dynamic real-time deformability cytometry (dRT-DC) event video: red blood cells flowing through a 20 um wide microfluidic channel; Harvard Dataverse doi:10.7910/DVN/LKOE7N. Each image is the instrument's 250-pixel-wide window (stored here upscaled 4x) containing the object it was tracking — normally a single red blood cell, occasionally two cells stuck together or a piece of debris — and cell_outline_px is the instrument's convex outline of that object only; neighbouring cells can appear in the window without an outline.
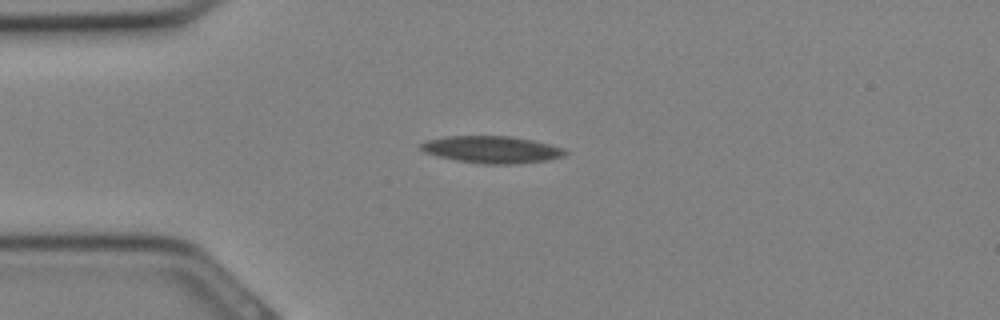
{"species": "Egyptian fruit bat (a non-hibernating species)", "species_latin": "Rousettus aegyptiacus", "temperature_condition": "cold", "stored_images_in_passage": 25, "camera_frame_rate_fps": 3000, "um_per_image_px": 0.085, "animal": {"sex": "female"}, "frame": {"image": 1, "passage_image": 1, "time_ms": 0.0, "image_size_px": [1000, 320], "cell_outline_px": [[568, 152], [564, 156], [548, 160], [516, 164], [480, 164], [456, 160], [424, 152], [420, 148], [420, 144], [428, 140], [444, 136], [512, 136], [532, 140], [564, 148]], "centroid_in_image_um": [41.82, 12.71], "position_along_channel_um": 43.2, "area_um2": 22.77}}
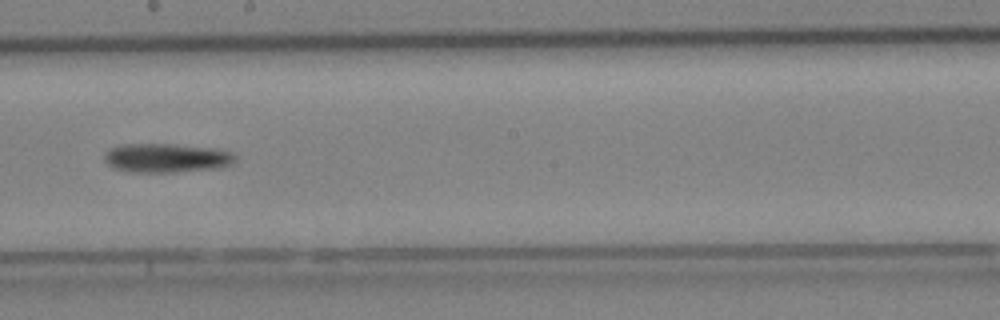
{"frame": {"image": 2, "passage_image": 11, "time_ms": 3.333, "image_size_px": [1000, 320], "cell_outline_px": [[236, 160], [232, 164], [224, 168], [168, 172], [140, 172], [116, 168], [108, 164], [104, 160], [104, 152], [108, 148], [120, 144], [176, 144], [216, 148], [232, 152], [236, 156]], "centroid_in_image_um": [14.2, 13.41], "position_along_channel_um": 234.0, "area_um2": 22.37}}
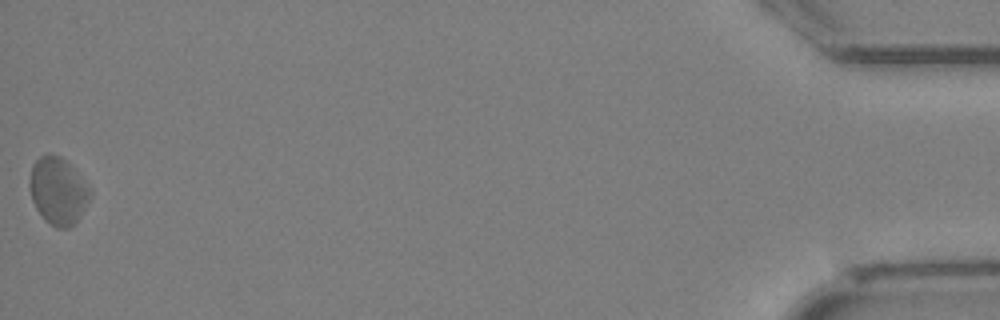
{"frame": {"image": 3, "passage_image": 25, "time_ms": 8.0, "image_size_px": [1000, 320], "cell_outline_px": [[92, 192], [84, 208], [76, 220], [68, 228], [56, 228], [44, 220], [36, 208], [32, 200], [28, 184], [32, 164], [40, 156], [48, 152], [60, 156], [68, 164]], "centroid_in_image_um": [4.87, 16.22], "position_along_channel_um": 430.3, "area_um2": 23.24}}